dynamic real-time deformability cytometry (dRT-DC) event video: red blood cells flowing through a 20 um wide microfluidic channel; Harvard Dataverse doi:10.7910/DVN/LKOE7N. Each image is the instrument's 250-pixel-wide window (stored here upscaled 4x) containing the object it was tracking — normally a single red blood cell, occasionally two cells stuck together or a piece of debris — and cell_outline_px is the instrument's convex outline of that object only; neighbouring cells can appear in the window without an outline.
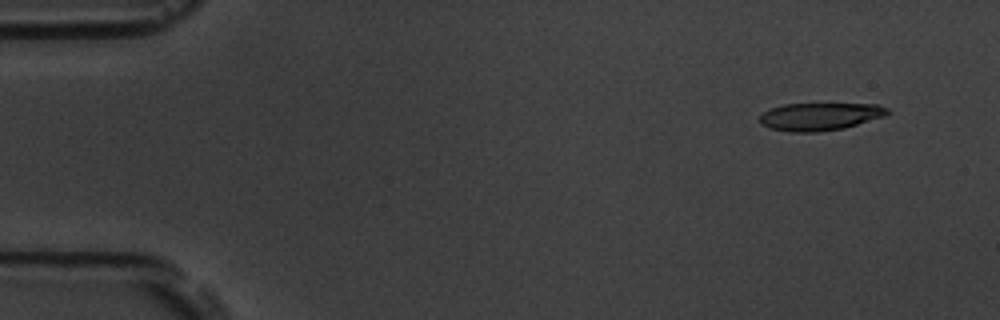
{"species": "common noctule bat (a hibernating species)", "species_latin": "Nyctalus noctula", "temperature_condition": "room temperature", "stored_images_in_passage": 54, "camera_frame_rate_fps": 3000, "um_per_image_px": 0.085, "animal": {"sex": "male", "body_mass_g": 19.5, "forearm_length_mm": 54.6}, "frame": {"image": 1, "passage_image": 1, "time_ms": 0.0, "image_size_px": [1000, 320], "cell_outline_px": [[892, 112], [888, 116], [844, 128], [816, 132], [792, 132], [768, 128], [760, 124], [760, 116], [764, 112], [772, 108], [784, 104], [876, 104], [888, 108]], "centroid_in_image_um": [69.75, 9.91], "position_along_channel_um": 15.3, "area_um2": 20.75}}
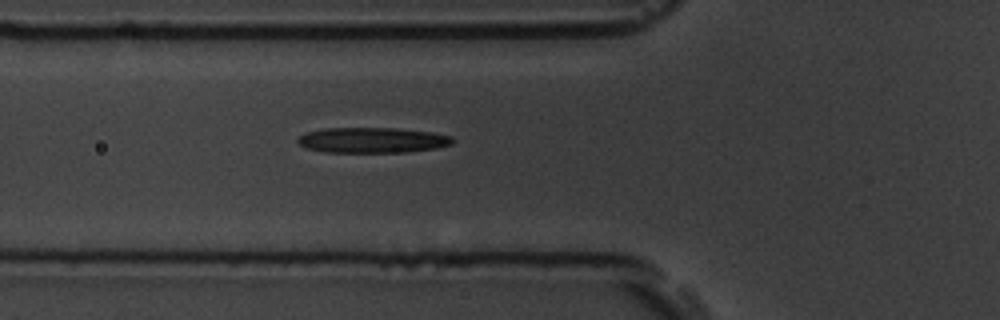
{"frame": {"image": 2, "passage_image": 17, "time_ms": 5.333, "image_size_px": [1000, 320], "cell_outline_px": [[456, 140], [452, 144], [436, 148], [404, 152], [324, 152], [308, 148], [300, 144], [296, 140], [300, 136], [308, 132], [324, 128], [396, 128], [432, 132], [452, 136]], "centroid_in_image_um": [31.69, 11.91], "position_along_channel_um": 94.1, "area_um2": 22.89}}
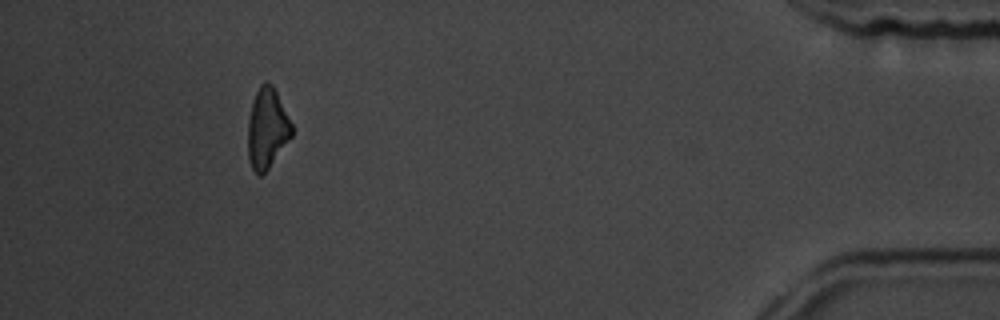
{"frame": {"image": 3, "passage_image": 49, "time_ms": 16.0, "image_size_px": [1000, 320], "cell_outline_px": [[292, 136], [268, 168], [260, 176], [252, 168], [248, 160], [248, 120], [252, 104], [256, 92], [260, 84], [264, 80], [272, 84], [292, 124]], "centroid_in_image_um": [22.69, 10.9], "position_along_channel_um": 412.5, "area_um2": 20.23}, "authors_computed_cell_mechanics": {"area_um2": 22.3108, "velocity_mm_per_s": 3.567, "shape_relaxation_time_tau1_ms": 5.5626, "shape_relaxation_time_tau2_ms": 5.6447, "deformation_change_tau1": 0.1524, "deformation_change_tau2": 0.1993}}